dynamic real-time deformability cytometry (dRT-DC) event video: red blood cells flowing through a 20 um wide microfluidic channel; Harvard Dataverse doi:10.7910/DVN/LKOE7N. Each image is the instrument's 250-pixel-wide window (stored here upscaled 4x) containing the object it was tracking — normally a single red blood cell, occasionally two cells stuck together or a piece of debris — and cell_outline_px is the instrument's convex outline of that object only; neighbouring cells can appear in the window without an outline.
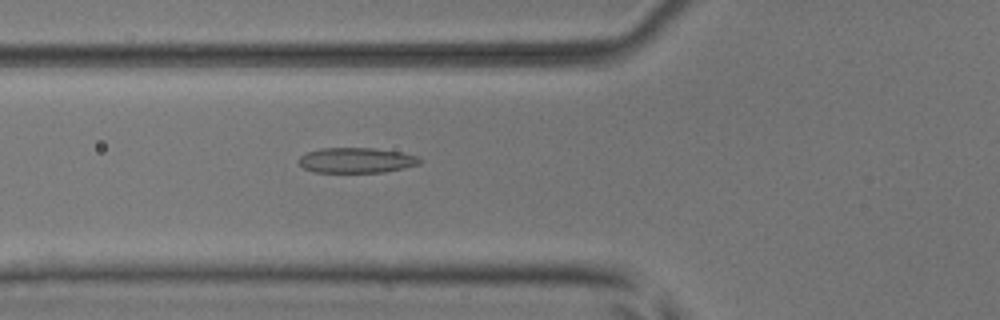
{"species": "common noctule bat (a hibernating species)", "species_latin": "Nyctalus noctula", "temperature_condition": "room temperature", "stored_images_in_passage": 3, "camera_frame_rate_fps": 3000, "um_per_image_px": 0.085, "animal": {"sex": "male", "body_mass_g": 17.9, "forearm_length_mm": 54.2}, "frame": {"image": 1, "passage_image": 3, "time_ms": 2.333, "image_size_px": [1000, 320], "cell_outline_px": [[420, 164], [404, 168], [384, 172], [312, 172], [304, 168], [296, 160], [300, 156], [308, 152], [320, 148], [372, 148], [400, 152], [416, 156], [420, 160]], "centroid_in_image_um": [30.25, 13.63], "position_along_channel_um": 95.6, "area_um2": 17.74}}